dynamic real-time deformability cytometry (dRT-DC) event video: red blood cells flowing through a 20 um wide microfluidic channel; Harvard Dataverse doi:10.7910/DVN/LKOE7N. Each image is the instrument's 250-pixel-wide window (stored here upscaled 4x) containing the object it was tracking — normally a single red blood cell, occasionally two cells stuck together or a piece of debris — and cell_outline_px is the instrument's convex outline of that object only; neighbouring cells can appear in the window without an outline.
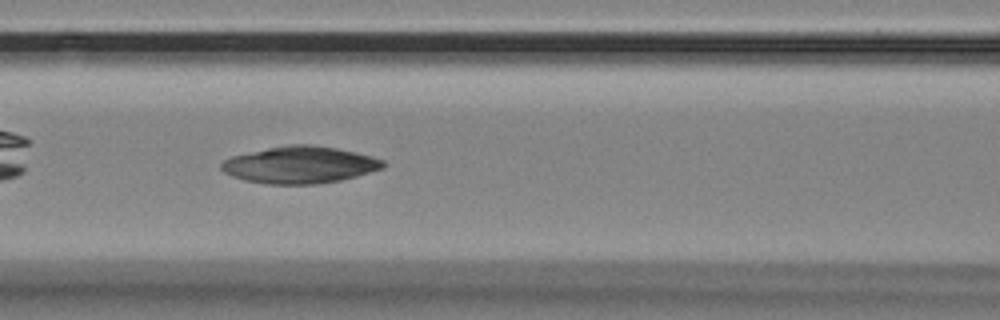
{"species": "Egyptian fruit bat (a non-hibernating species)", "species_latin": "Rousettus aegyptiacus", "temperature_condition": "room temperature", "stored_images_in_passage": 31, "camera_frame_rate_fps": 3000, "um_per_image_px": 0.085, "animal": {"sex": "female"}, "frame": {"image": 1, "passage_image": 7, "time_ms": 2.0, "image_size_px": [1000, 320], "cell_outline_px": [[388, 164], [384, 168], [356, 176], [340, 180], [316, 184], [264, 184], [244, 180], [232, 176], [224, 172], [220, 168], [220, 164], [224, 160], [232, 156], [268, 148], [288, 144], [308, 144], [336, 148], [356, 152], [372, 156], [384, 160]], "centroid_in_image_um": [25.5, 14.01], "position_along_channel_um": 141.1, "area_um2": 34.91}}
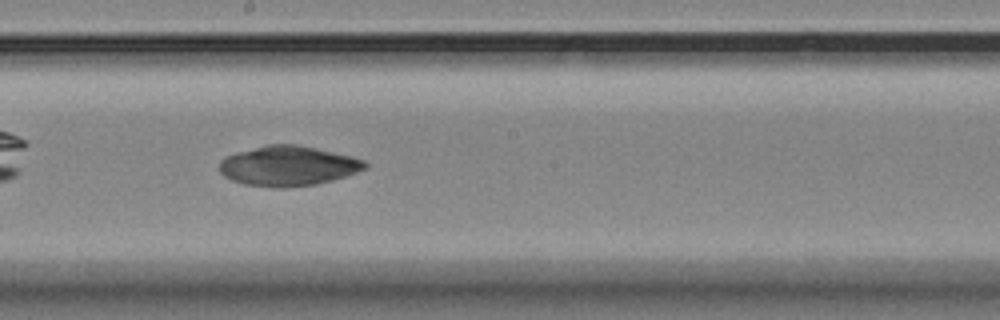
{"frame": {"image": 2, "passage_image": 14, "time_ms": 4.333, "image_size_px": [1000, 320], "cell_outline_px": [[368, 168], [332, 180], [316, 184], [280, 188], [244, 184], [232, 180], [224, 176], [220, 172], [220, 160], [224, 156], [236, 152], [268, 144], [296, 144], [352, 156], [364, 160], [368, 164]], "centroid_in_image_um": [24.47, 14.09], "position_along_channel_um": 223.7, "area_um2": 33.81}}
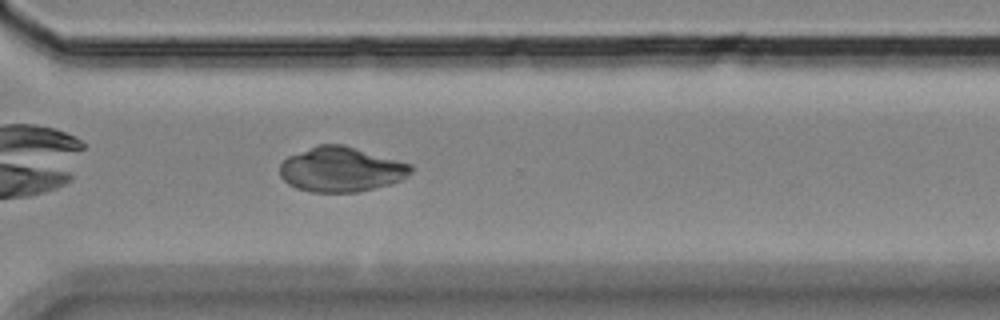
{"frame": {"image": 3, "passage_image": 24, "time_ms": 7.667, "image_size_px": [1000, 320], "cell_outline_px": [[412, 172], [400, 180], [388, 184], [356, 192], [312, 192], [296, 188], [288, 184], [280, 176], [280, 164], [288, 156], [320, 144], [344, 144], [412, 164]], "centroid_in_image_um": [28.98, 14.39], "position_along_channel_um": 341.6, "area_um2": 34.1}}